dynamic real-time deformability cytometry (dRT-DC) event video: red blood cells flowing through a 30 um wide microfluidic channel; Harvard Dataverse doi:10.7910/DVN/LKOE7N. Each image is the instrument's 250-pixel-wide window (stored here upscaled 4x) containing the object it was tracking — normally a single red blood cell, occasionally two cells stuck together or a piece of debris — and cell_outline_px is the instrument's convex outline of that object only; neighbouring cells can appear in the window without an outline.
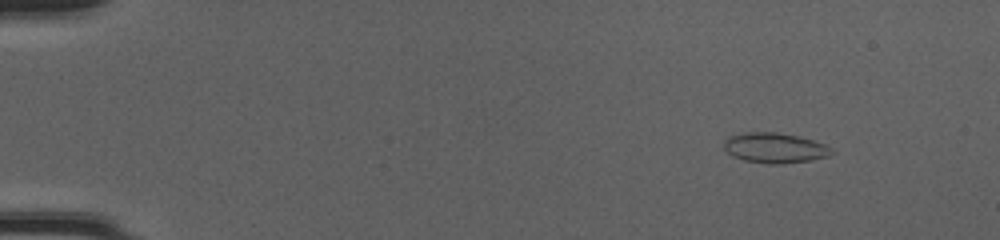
{"species": "common noctule bat (a hibernating species)", "species_latin": "Nyctalus noctula", "temperature_condition": "cold", "stored_images_in_passage": 50, "camera_frame_rate_fps": 3000, "um_per_image_px": 0.085, "animal": {"sex": "female", "body_mass_g": 20.0, "forearm_length_mm": 54.0}, "frame": {"image": 1, "passage_image": 6, "time_ms": 1.667, "image_size_px": [1000, 240], "cell_outline_px": [[836, 152], [828, 156], [812, 160], [780, 164], [768, 164], [744, 160], [732, 156], [724, 148], [724, 140], [728, 136], [744, 132], [776, 132], [796, 136], [812, 140], [824, 144], [832, 148]], "centroid_in_image_um": [65.85, 12.57], "position_along_channel_um": 19.1, "area_um2": 19.02}}
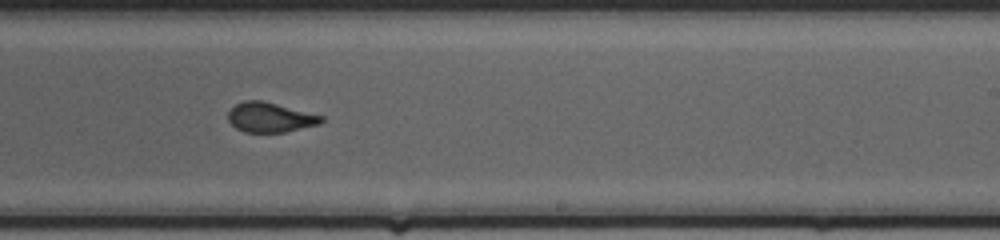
{"frame": {"image": 2, "passage_image": 32, "time_ms": 10.333, "image_size_px": [1000, 240], "cell_outline_px": [[324, 120], [320, 124], [284, 132], [244, 132], [236, 128], [228, 120], [228, 112], [236, 104], [244, 100], [264, 100], [324, 116]], "centroid_in_image_um": [22.97, 9.96], "position_along_channel_um": 266.0, "area_um2": 16.24}}
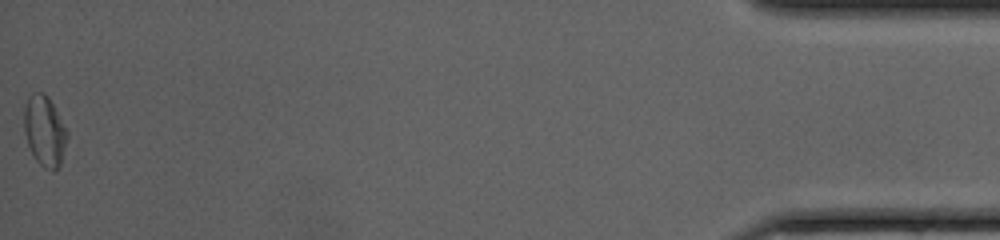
{"frame": {"image": 3, "passage_image": 50, "time_ms": 16.333, "image_size_px": [1000, 240], "cell_outline_px": [[68, 136], [60, 164], [52, 172], [44, 168], [36, 160], [28, 144], [24, 132], [24, 108], [28, 96], [32, 92], [44, 92], [48, 96], [68, 132]], "centroid_in_image_um": [3.78, 11.11], "position_along_channel_um": 431.4, "area_um2": 17.63}, "authors_computed_cell_mechanics": {"area_um2": 17.1377, "velocity_mm_per_s": 4.2516, "shape_relaxation_time_tau1_ms": null, "shape_relaxation_time_tau2_ms": 0.8151, "deformation_change_tau1": null, "deformation_change_tau2": 0.0532}}